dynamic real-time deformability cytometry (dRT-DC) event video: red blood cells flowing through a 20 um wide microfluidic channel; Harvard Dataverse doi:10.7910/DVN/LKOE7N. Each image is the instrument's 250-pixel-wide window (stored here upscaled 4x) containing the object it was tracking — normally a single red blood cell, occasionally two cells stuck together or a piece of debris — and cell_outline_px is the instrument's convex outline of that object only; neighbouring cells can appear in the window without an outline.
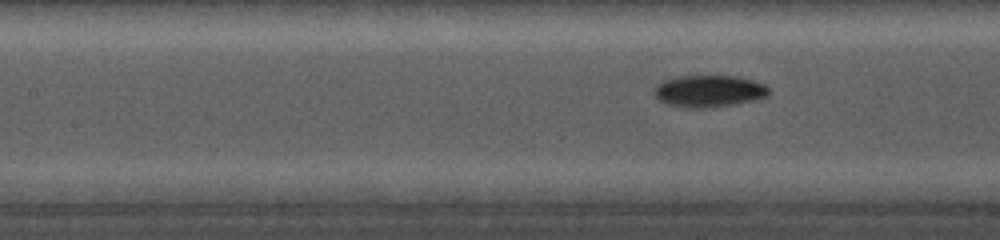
{"species": "common noctule bat (a hibernating species)", "species_latin": "Nyctalus noctula", "temperature_condition": "cold", "stored_images_in_passage": 57, "camera_frame_rate_fps": 5000, "um_per_image_px": 0.085, "animal": {"sex": "female", "body_mass_g": 19.0, "forearm_length_mm": 56.7}, "frame": {"image": 1, "passage_image": 26, "time_ms": 6.6, "image_size_px": [1000, 240], "cell_outline_px": [[772, 92], [768, 96], [736, 104], [704, 108], [684, 108], [668, 104], [660, 100], [652, 92], [656, 84], [660, 80], [676, 76], [736, 76], [752, 80], [764, 84]], "centroid_in_image_um": [60.23, 7.74], "position_along_channel_um": 147.2, "area_um2": 21.56}}
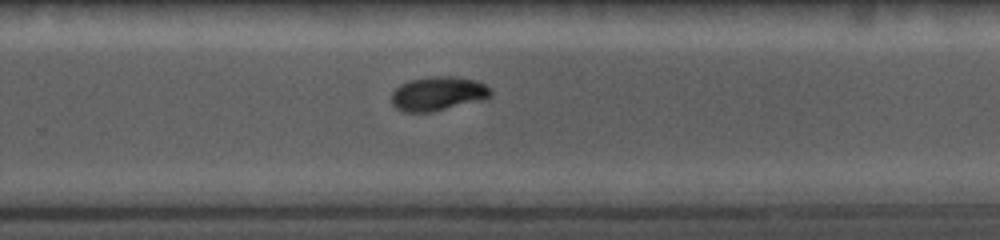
{"frame": {"image": 2, "passage_image": 40, "time_ms": 10.4, "image_size_px": [1000, 240], "cell_outline_px": [[492, 96], [484, 100], [432, 112], [404, 112], [396, 108], [392, 104], [392, 92], [400, 84], [412, 80], [436, 76], [452, 76], [476, 80], [492, 88]], "centroid_in_image_um": [37.27, 7.97], "position_along_channel_um": 292.5, "area_um2": 19.83}}
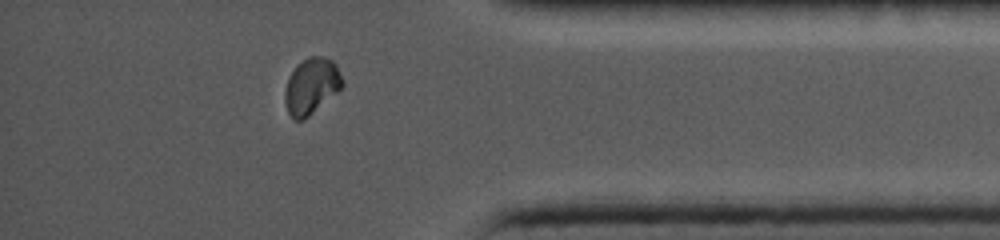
{"frame": {"image": 3, "passage_image": 52, "time_ms": 13.6, "image_size_px": [1000, 240], "cell_outline_px": [[344, 84], [336, 92], [304, 120], [296, 120], [288, 112], [284, 100], [284, 92], [288, 80], [292, 72], [308, 56], [320, 56], [332, 60], [336, 64], [344, 80]], "centroid_in_image_um": [26.48, 7.31], "position_along_channel_um": 408.7, "area_um2": 18.38}}